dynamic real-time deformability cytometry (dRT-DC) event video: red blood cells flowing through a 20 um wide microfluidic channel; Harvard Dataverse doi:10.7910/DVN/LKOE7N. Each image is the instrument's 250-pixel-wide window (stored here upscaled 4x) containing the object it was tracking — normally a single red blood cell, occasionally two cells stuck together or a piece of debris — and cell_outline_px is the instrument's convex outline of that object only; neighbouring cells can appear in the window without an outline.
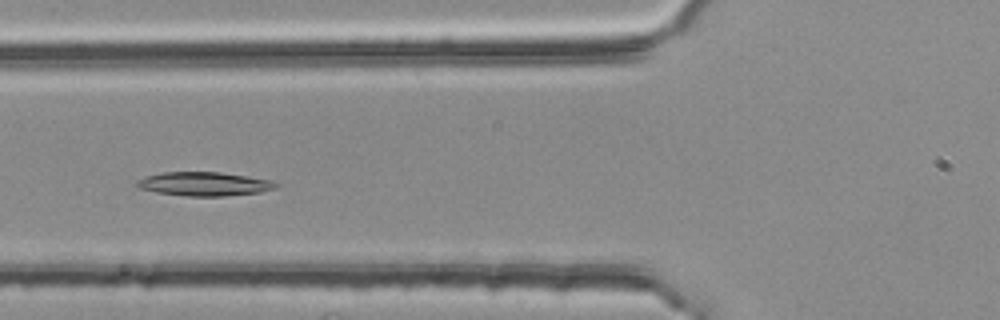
{"species": "common noctule bat (a hibernating species)", "species_latin": "Nyctalus noctula", "temperature_condition": "room temperature", "stored_images_in_passage": 30, "camera_frame_rate_fps": 3000, "um_per_image_px": 0.085, "animal": {"sex": "female", "body_mass_g": 25.1}, "frame": {"image": 1, "passage_image": 5, "time_ms": 1.333, "image_size_px": [1000, 320], "cell_outline_px": [[280, 184], [276, 188], [260, 192], [224, 196], [188, 196], [156, 192], [136, 188], [136, 180], [148, 176], [164, 172], [220, 172], [272, 180]], "centroid_in_image_um": [17.36, 15.63], "position_along_channel_um": 108.4, "area_um2": 19.31}}
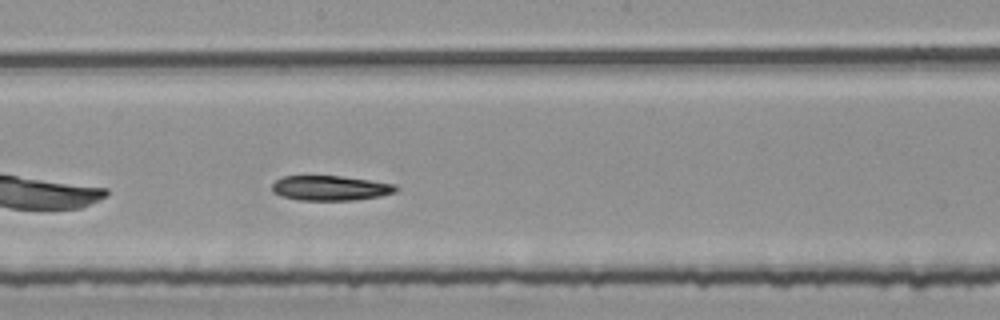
{"frame": {"image": 2, "passage_image": 14, "time_ms": 4.333, "image_size_px": [1000, 320], "cell_outline_px": [[396, 192], [380, 196], [352, 200], [300, 200], [280, 196], [272, 192], [272, 184], [276, 180], [284, 176], [340, 176], [396, 184]], "centroid_in_image_um": [28.05, 15.99], "position_along_channel_um": 220.2, "area_um2": 17.86}}
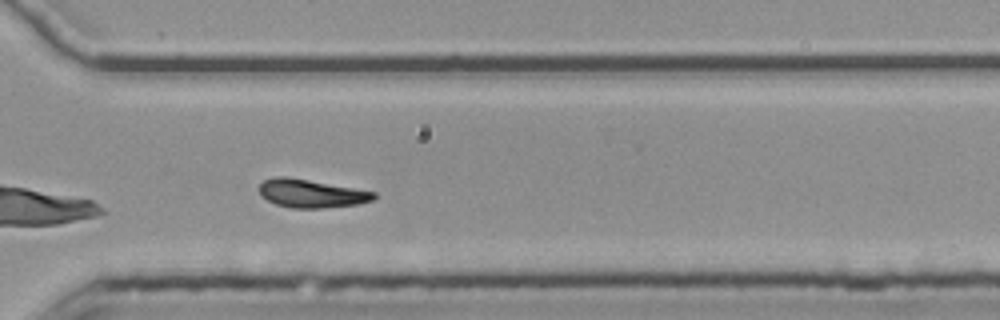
{"frame": {"image": 3, "passage_image": 24, "time_ms": 7.667, "image_size_px": [1000, 320], "cell_outline_px": [[376, 200], [360, 204], [324, 208], [292, 208], [276, 204], [260, 196], [260, 184], [264, 180], [276, 176], [284, 176], [308, 180], [376, 192]], "centroid_in_image_um": [26.48, 16.46], "position_along_channel_um": 344.1, "area_um2": 18.84}}